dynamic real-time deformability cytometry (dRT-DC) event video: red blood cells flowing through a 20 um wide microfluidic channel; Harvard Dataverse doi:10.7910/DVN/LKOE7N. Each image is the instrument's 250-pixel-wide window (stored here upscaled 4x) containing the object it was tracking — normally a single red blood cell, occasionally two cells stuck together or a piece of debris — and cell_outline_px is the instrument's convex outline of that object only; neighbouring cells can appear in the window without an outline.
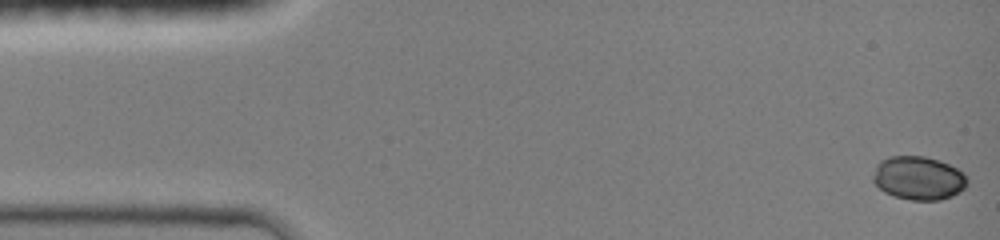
{"species": "common noctule bat (a hibernating species)", "species_latin": "Nyctalus noctula", "temperature_condition": "room temperature", "stored_images_in_passage": 44, "camera_frame_rate_fps": 3000, "um_per_image_px": 0.085, "animal": {"sex": "female", "body_mass_g": 19.0, "forearm_length_mm": 51.5}, "frame": {"image": 1, "passage_image": 1, "time_ms": 0.0, "image_size_px": [1000, 240], "cell_outline_px": [[968, 180], [964, 188], [952, 196], [940, 200], [912, 200], [896, 196], [884, 192], [872, 180], [872, 176], [876, 164], [880, 160], [892, 156], [924, 156], [948, 164], [956, 168]], "centroid_in_image_um": [78.03, 15.13], "position_along_channel_um": 7.0, "area_um2": 23.64}}
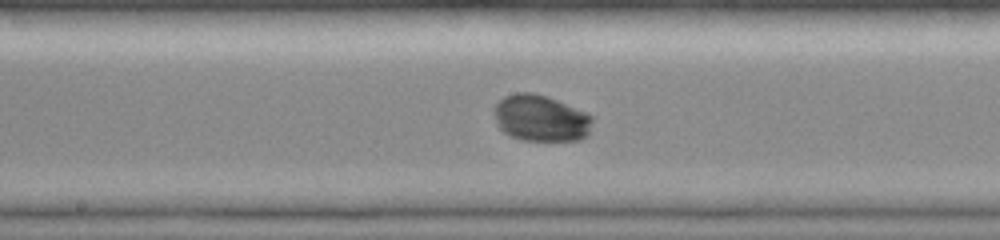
{"frame": {"image": 2, "passage_image": 24, "time_ms": 7.667, "image_size_px": [1000, 240], "cell_outline_px": [[592, 120], [588, 136], [580, 140], [520, 140], [504, 132], [500, 128], [492, 112], [492, 108], [504, 96], [516, 92], [532, 92], [556, 100], [584, 112], [592, 116]], "centroid_in_image_um": [45.93, 10.05], "position_along_channel_um": 202.3, "area_um2": 26.47}}
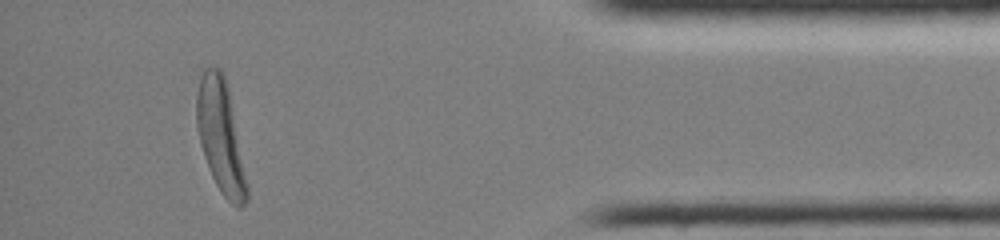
{"frame": {"image": 3, "passage_image": 42, "time_ms": 13.667, "image_size_px": [1000, 240], "cell_outline_px": [[248, 200], [240, 208], [236, 208], [224, 196], [216, 184], [212, 176], [204, 156], [200, 144], [196, 128], [196, 92], [200, 76], [204, 68], [220, 68], [224, 76], [228, 88], [248, 188]], "centroid_in_image_um": [18.73, 11.59], "position_along_channel_um": 416.5, "area_um2": 32.6}, "authors_computed_cell_mechanics": {"area_um2": 25.9522, "velocity_mm_per_s": 4.1461, "shape_relaxation_time_tau1_ms": 3.1313, "shape_relaxation_time_tau2_ms": null, "deformation_change_tau1": 0.1315, "deformation_change_tau2": null}}